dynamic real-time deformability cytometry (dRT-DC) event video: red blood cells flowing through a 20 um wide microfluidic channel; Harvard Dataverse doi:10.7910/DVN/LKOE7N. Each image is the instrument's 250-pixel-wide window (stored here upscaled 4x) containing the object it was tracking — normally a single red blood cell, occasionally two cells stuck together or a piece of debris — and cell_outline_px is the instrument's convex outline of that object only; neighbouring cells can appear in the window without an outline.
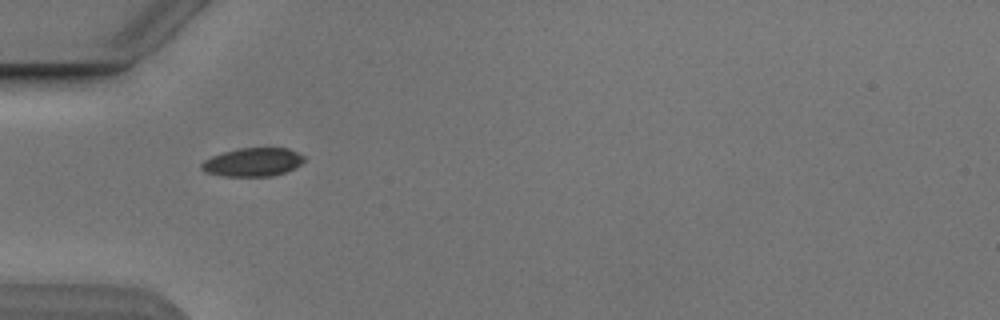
{"species": "Egyptian fruit bat (a non-hibernating species)", "species_latin": "Rousettus aegyptiacus", "temperature_condition": "cold", "stored_images_in_passage": 2, "camera_frame_rate_fps": 3000, "um_per_image_px": 0.085, "animal": {"sex": "male"}, "frame": {"image": 1, "passage_image": 1, "time_ms": 0.0, "image_size_px": [1000, 320], "cell_outline_px": [[304, 160], [300, 164], [284, 172], [272, 176], [224, 176], [204, 172], [200, 168], [200, 164], [204, 160], [212, 156], [224, 152], [240, 148], [288, 148], [304, 156]], "centroid_in_image_um": [21.44, 13.78], "position_along_channel_um": 63.6, "area_um2": 16.88}}